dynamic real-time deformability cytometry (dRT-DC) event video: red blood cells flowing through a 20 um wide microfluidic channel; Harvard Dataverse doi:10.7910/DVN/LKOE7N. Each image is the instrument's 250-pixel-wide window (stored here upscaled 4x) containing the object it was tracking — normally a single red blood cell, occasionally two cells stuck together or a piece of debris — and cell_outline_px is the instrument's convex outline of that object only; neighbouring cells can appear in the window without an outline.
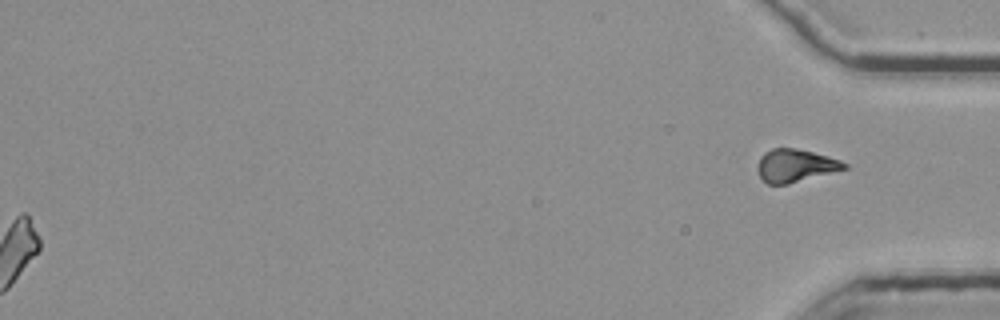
{"species": "common noctule bat (a hibernating species)", "species_latin": "Nyctalus noctula", "temperature_condition": "room temperature", "stored_images_in_passage": 55, "segment_of_instrument_passage": [2, 2], "camera_frame_rate_fps": 3000, "um_per_image_px": 0.085, "animal": {"sex": "female", "body_mass_g": 25.1}, "frame": {"image": 1, "passage_image": 55, "time_ms": 18.0, "image_size_px": [1000, 320], "cell_outline_px": [[848, 168], [788, 184], [768, 184], [760, 176], [756, 168], [760, 156], [764, 152], [772, 148], [792, 148], [812, 152], [828, 156], [840, 160], [848, 164]], "centroid_in_image_um": [67.59, 14.07], "position_along_channel_um": 367.6, "area_um2": 16.53}}